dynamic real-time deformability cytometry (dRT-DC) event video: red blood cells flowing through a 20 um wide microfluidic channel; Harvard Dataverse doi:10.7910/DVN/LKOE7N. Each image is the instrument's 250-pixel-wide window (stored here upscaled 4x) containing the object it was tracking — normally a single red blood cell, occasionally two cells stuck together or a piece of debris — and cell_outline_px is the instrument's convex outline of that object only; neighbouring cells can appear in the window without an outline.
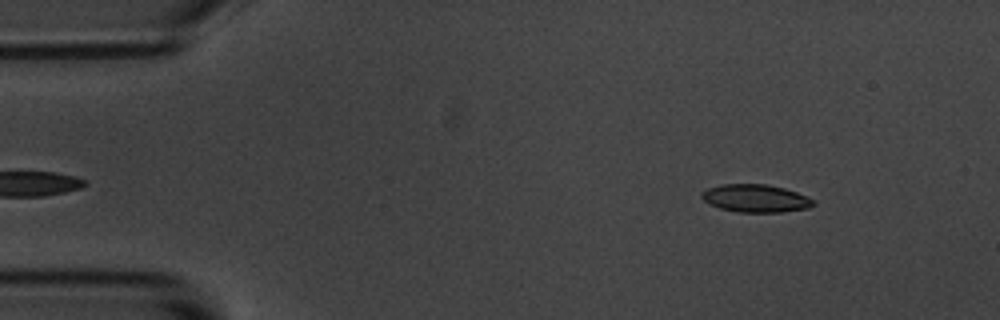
{"species": "common noctule bat (a hibernating species)", "species_latin": "Nyctalus noctula", "temperature_condition": "room temperature", "stored_images_in_passage": 51, "camera_frame_rate_fps": 3000, "um_per_image_px": 0.085, "animal": {"sex": "male", "body_mass_g": 20.1, "forearm_length_mm": 53.5}, "frame": {"image": 1, "passage_image": 3, "time_ms": 0.667, "image_size_px": [1000, 320], "cell_outline_px": [[816, 204], [808, 208], [780, 212], [736, 212], [720, 208], [708, 204], [700, 196], [700, 192], [708, 188], [724, 184], [764, 184], [784, 188], [796, 192], [812, 200]], "centroid_in_image_um": [64.17, 16.86], "position_along_channel_um": 20.8, "area_um2": 17.98}}
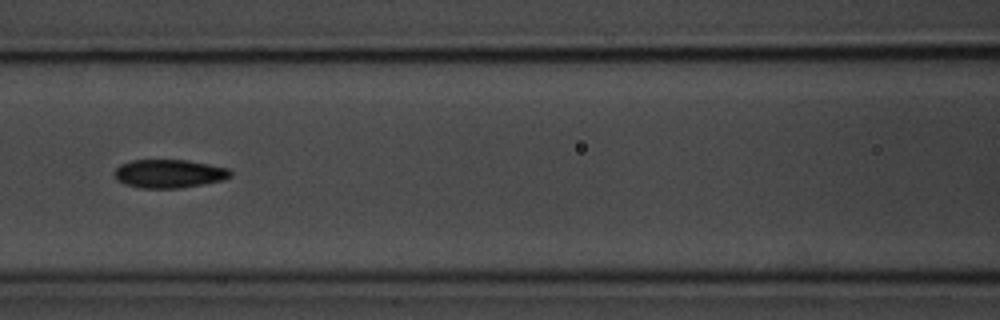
{"frame": {"image": 2, "passage_image": 20, "time_ms": 6.333, "image_size_px": [1000, 320], "cell_outline_px": [[232, 176], [224, 180], [180, 188], [140, 188], [124, 184], [116, 180], [116, 168], [120, 164], [132, 160], [188, 160], [228, 168], [232, 172]], "centroid_in_image_um": [14.38, 14.76], "position_along_channel_um": 152.2, "area_um2": 19.25}}
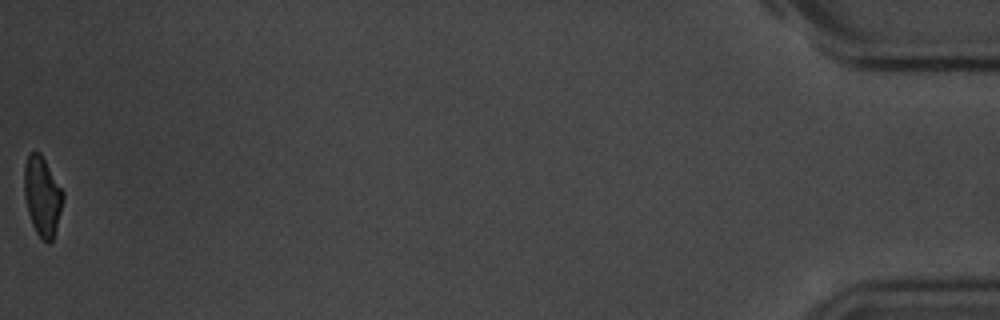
{"frame": {"image": 3, "passage_image": 51, "time_ms": 16.667, "image_size_px": [1000, 320], "cell_outline_px": [[64, 196], [56, 228], [52, 240], [48, 244], [36, 232], [32, 224], [28, 212], [24, 196], [24, 164], [28, 156], [32, 152], [40, 152], [64, 192]], "centroid_in_image_um": [3.58, 16.66], "position_along_channel_um": 431.6, "area_um2": 17.74}, "authors_computed_cell_mechanics": {"area_um2": 18.9006, "velocity_mm_per_s": 3.6707, "shape_relaxation_time_tau1_ms": 3.5718, "shape_relaxation_time_tau2_ms": 2.1573, "deformation_change_tau1": 0.1362, "deformation_change_tau2": 0.0862}}